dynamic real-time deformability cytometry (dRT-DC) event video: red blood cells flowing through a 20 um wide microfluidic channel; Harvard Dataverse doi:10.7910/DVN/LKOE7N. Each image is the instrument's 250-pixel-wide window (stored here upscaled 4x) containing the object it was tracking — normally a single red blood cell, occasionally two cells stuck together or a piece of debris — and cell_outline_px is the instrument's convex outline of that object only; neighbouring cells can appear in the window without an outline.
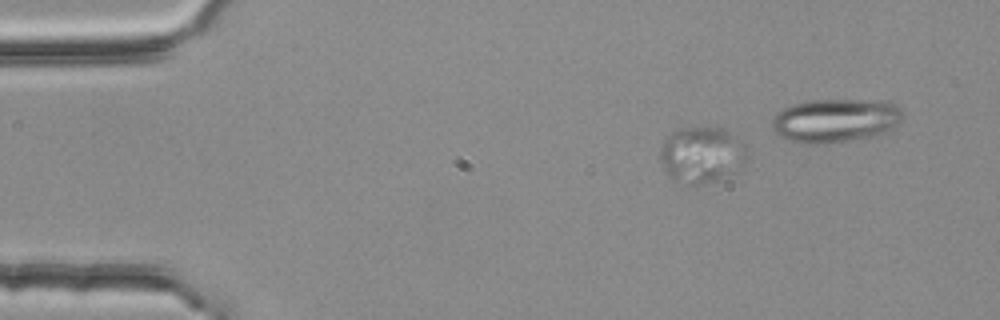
{"species": "common noctule bat (a hibernating species)", "species_latin": "Nyctalus noctula", "temperature_condition": "room temperature", "stored_images_in_passage": 4, "camera_frame_rate_fps": 3000, "um_per_image_px": 0.085, "animal": {"sex": "female", "body_mass_g": 25.1}, "frame": {"image": 1, "passage_image": 1, "time_ms": 0.0, "image_size_px": [1000, 320], "cell_outline_px": [[748, 160], [744, 164], [724, 180], [696, 184], [680, 184], [672, 180], [664, 168], [660, 160], [660, 148], [664, 140], [672, 132], [680, 128], [724, 128], [744, 144], [748, 152]], "centroid_in_image_um": [59.66, 13.19], "position_along_channel_um": 25.3, "area_um2": 28.78}}
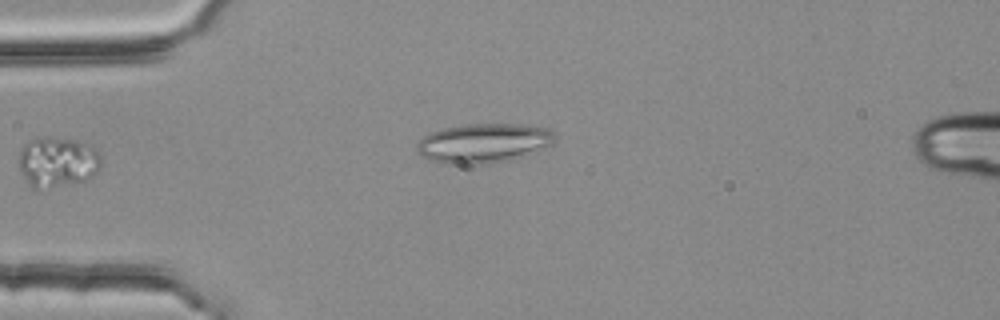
{"frame": {"image": 2, "passage_image": 3, "time_ms": 0.667, "image_size_px": [1000, 320], "cell_outline_px": [[100, 168], [96, 172], [84, 180], [36, 192], [32, 188], [24, 176], [20, 168], [20, 148], [28, 140], [48, 136], [76, 140], [96, 148], [100, 152]], "centroid_in_image_um": [4.87, 13.77], "position_along_channel_um": 80.1, "area_um2": 24.33}}